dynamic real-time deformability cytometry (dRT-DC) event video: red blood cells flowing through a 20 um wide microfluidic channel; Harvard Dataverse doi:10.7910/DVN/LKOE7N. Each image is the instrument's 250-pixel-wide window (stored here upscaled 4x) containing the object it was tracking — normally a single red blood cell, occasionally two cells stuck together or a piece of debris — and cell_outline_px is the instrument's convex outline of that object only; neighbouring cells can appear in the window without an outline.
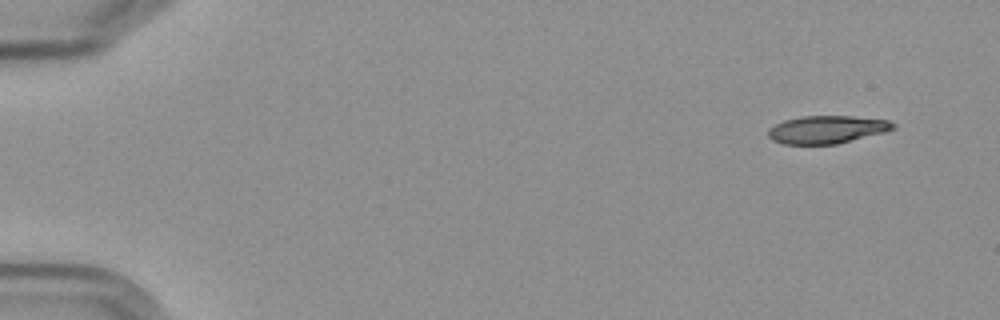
{"species": "Egyptian fruit bat (a non-hibernating species)", "species_latin": "Rousettus aegyptiacus", "temperature_condition": "cold", "stored_images_in_passage": 7, "camera_frame_rate_fps": 3000, "um_per_image_px": 0.085, "frame": {"image": 1, "passage_image": 1, "time_ms": 0.0, "image_size_px": [1000, 320], "cell_outline_px": [[896, 128], [884, 132], [836, 144], [784, 144], [772, 140], [768, 136], [768, 128], [784, 120], [804, 116], [852, 116], [888, 120], [896, 124]], "centroid_in_image_um": [70.28, 11.01], "position_along_channel_um": 14.7, "area_um2": 20.17}}
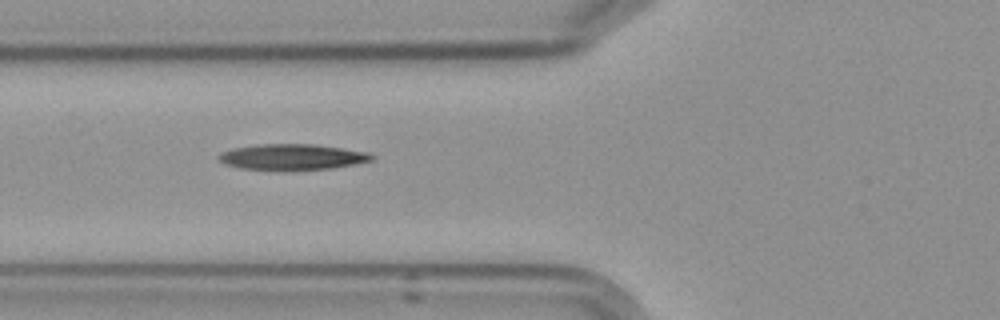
{"frame": {"image": 2, "passage_image": 6, "time_ms": 6.0, "image_size_px": [1000, 320], "cell_outline_px": [[376, 156], [372, 160], [352, 164], [328, 168], [284, 172], [240, 168], [224, 164], [216, 156], [220, 152], [232, 148], [260, 144], [316, 144], [368, 152]], "centroid_in_image_um": [24.77, 13.36], "position_along_channel_um": 101.0, "area_um2": 23.52}}
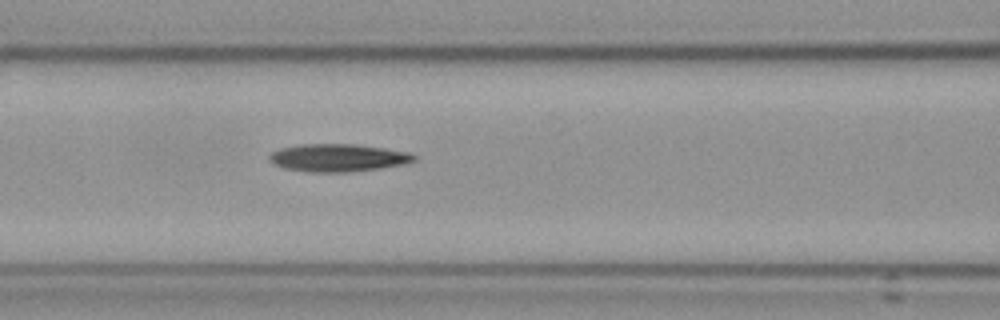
{"frame": {"image": 3, "passage_image": 7, "time_ms": 7.0, "image_size_px": [1000, 320], "cell_outline_px": [[416, 160], [404, 164], [380, 168], [348, 172], [308, 172], [284, 168], [272, 164], [268, 160], [268, 156], [272, 152], [280, 148], [300, 144], [352, 144], [384, 148], [408, 152], [416, 156]], "centroid_in_image_um": [28.68, 13.41], "position_along_channel_um": 137.9, "area_um2": 23.41}}